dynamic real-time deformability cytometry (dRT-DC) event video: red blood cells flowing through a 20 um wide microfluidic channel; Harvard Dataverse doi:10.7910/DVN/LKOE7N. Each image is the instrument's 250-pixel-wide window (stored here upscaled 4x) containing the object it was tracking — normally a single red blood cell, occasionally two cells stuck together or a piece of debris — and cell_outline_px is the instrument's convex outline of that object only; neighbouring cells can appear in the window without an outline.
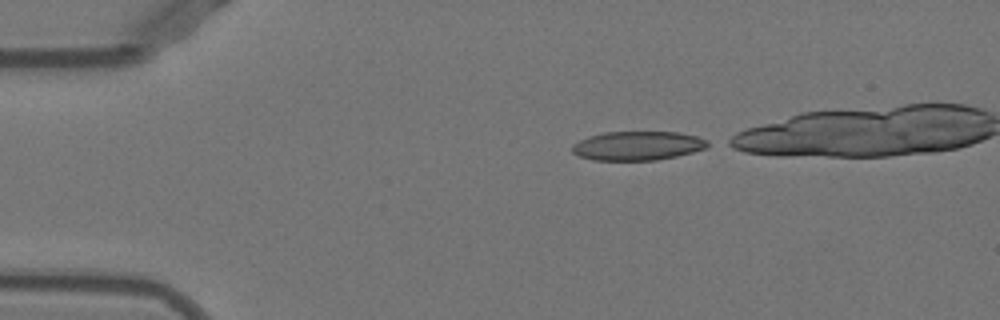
{"species": "Egyptian fruit bat (a non-hibernating species)", "species_latin": "Rousettus aegyptiacus", "temperature_condition": "warm", "stored_images_in_passage": 33, "camera_frame_rate_fps": 3000, "um_per_image_px": 0.085, "animal": {"sex": "female"}, "frame": {"image": 1, "passage_image": 1, "time_ms": 0.0, "image_size_px": [1000, 320], "cell_outline_px": [[716, 144], [708, 148], [676, 156], [656, 160], [592, 160], [580, 156], [572, 152], [572, 144], [588, 136], [604, 132], [676, 132], [696, 136], [708, 140]], "centroid_in_image_um": [54.25, 12.39], "position_along_channel_um": 30.7, "area_um2": 23.12}}
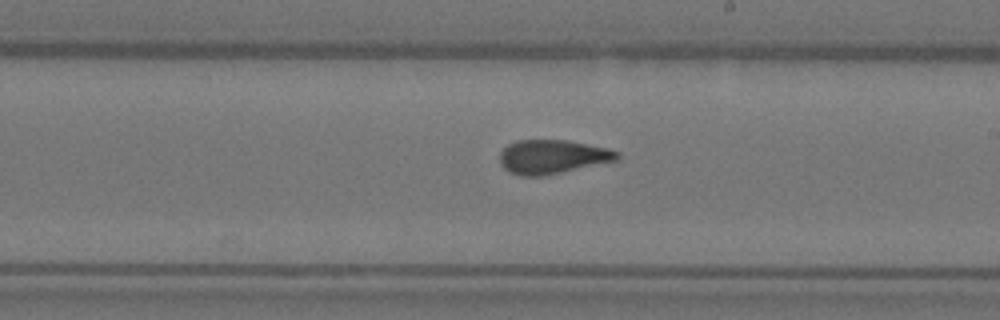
{"frame": {"image": 2, "passage_image": 21, "time_ms": 6.667, "image_size_px": [1000, 320], "cell_outline_px": [[620, 160], [540, 176], [520, 176], [508, 172], [500, 164], [500, 152], [508, 144], [516, 140], [568, 140], [608, 148], [620, 152]], "centroid_in_image_um": [46.96, 13.32], "position_along_channel_um": 242.0, "area_um2": 23.35}}
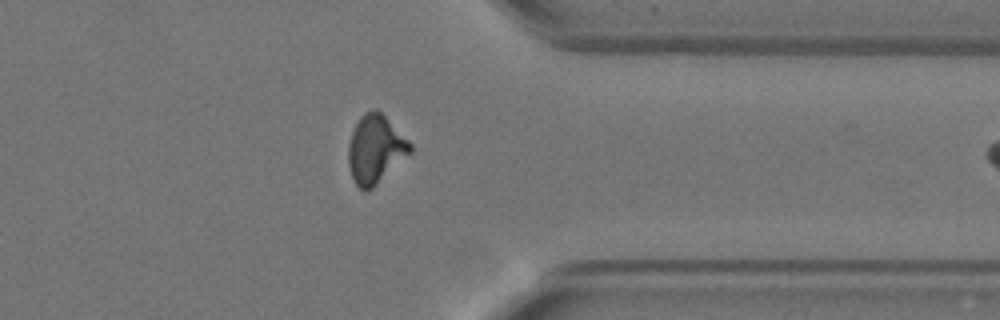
{"frame": {"image": 3, "passage_image": 32, "time_ms": 10.333, "image_size_px": [1000, 320], "cell_outline_px": [[412, 152], [368, 192], [364, 192], [356, 184], [352, 176], [348, 164], [348, 144], [352, 132], [360, 116], [364, 112], [372, 108], [376, 108], [412, 144]], "centroid_in_image_um": [31.89, 12.69], "position_along_channel_um": 379.5, "area_um2": 24.51}}